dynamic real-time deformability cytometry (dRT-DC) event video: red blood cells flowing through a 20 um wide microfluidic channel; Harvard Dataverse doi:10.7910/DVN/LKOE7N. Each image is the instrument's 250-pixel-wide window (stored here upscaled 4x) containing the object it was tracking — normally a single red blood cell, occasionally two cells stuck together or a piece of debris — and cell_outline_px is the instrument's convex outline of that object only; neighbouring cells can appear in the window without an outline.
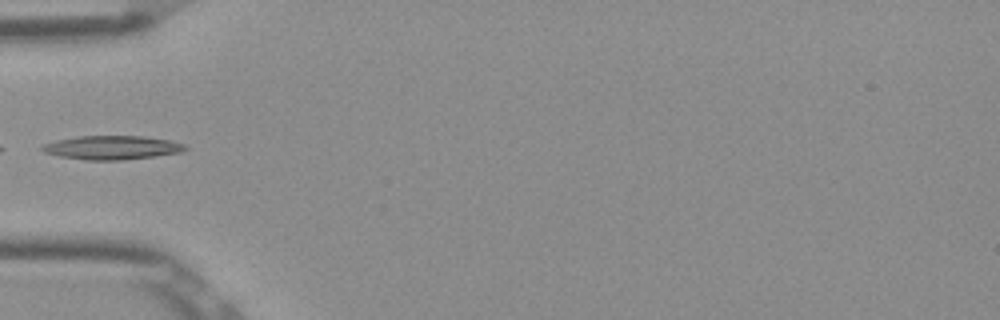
{"species": "Egyptian fruit bat (a non-hibernating species)", "species_latin": "Rousettus aegyptiacus", "temperature_condition": "room temperature", "stored_images_in_passage": 34, "camera_frame_rate_fps": 3000, "um_per_image_px": 0.085, "frame": {"image": 1, "passage_image": 1, "time_ms": 0.0, "image_size_px": [1000, 320], "cell_outline_px": [[188, 148], [180, 152], [152, 156], [120, 160], [84, 160], [60, 156], [44, 152], [40, 148], [44, 144], [56, 140], [76, 136], [144, 136], [168, 140], [184, 144]], "centroid_in_image_um": [9.48, 12.54], "position_along_channel_um": 75.5, "area_um2": 19.65}}
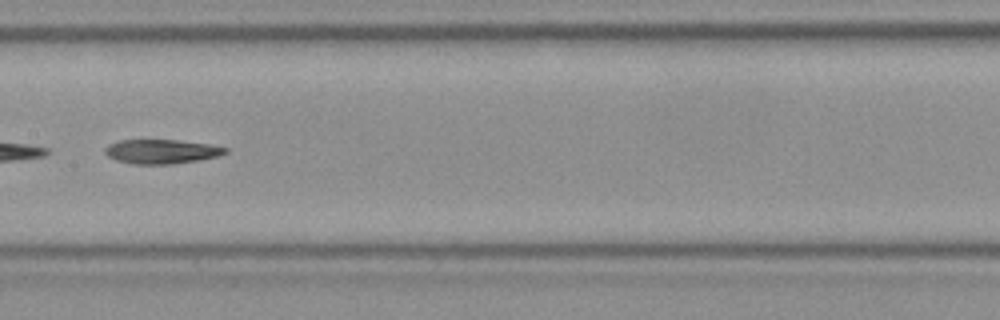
{"frame": {"image": 2, "passage_image": 10, "time_ms": 3.0, "image_size_px": [1000, 320], "cell_outline_px": [[228, 152], [216, 156], [196, 160], [172, 164], [132, 164], [116, 160], [108, 156], [104, 152], [104, 148], [108, 144], [120, 140], [180, 140], [208, 144], [228, 148]], "centroid_in_image_um": [13.68, 12.87], "position_along_channel_um": 193.7, "area_um2": 16.94}}